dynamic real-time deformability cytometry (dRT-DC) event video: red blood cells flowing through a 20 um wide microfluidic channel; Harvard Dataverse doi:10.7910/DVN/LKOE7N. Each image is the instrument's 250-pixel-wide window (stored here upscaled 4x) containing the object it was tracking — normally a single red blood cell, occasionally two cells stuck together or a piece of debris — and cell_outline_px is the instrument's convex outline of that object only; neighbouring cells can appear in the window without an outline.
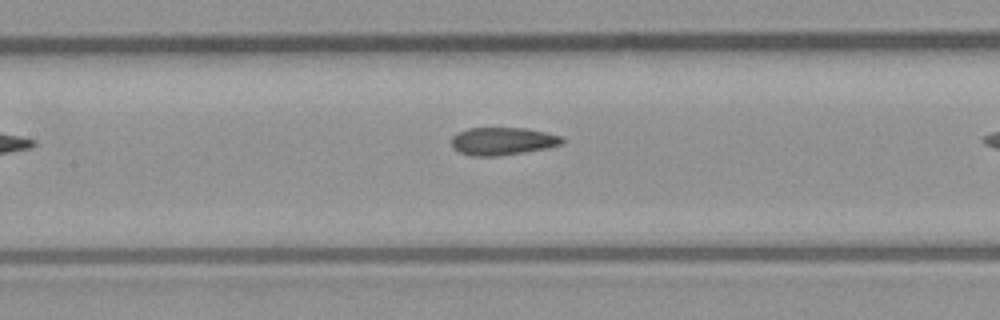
{"species": "common noctule bat (a hibernating species)", "species_latin": "Nyctalus noctula", "temperature_condition": "room temperature", "stored_images_in_passage": 7, "camera_frame_rate_fps": 3000, "um_per_image_px": 0.085, "animal": {"sex": "male", "body_mass_g": 23.1, "forearm_length_mm": 52.7}, "frame": {"image": 1, "passage_image": 6, "time_ms": 6.667, "image_size_px": [1000, 320], "cell_outline_px": [[564, 140], [560, 144], [544, 148], [524, 152], [496, 156], [472, 156], [460, 152], [452, 148], [452, 136], [456, 132], [468, 128], [524, 128], [544, 132], [560, 136]], "centroid_in_image_um": [42.65, 11.99], "position_along_channel_um": 164.8, "area_um2": 17.69}}